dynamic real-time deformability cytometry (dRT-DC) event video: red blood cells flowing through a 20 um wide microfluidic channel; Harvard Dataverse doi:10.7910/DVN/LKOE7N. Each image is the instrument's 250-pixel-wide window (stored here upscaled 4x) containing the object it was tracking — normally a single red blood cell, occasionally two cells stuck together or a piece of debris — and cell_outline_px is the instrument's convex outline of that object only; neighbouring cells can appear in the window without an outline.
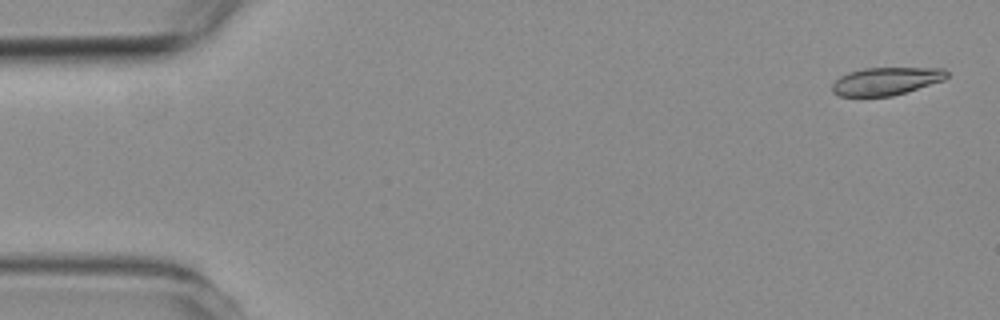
{"species": "common noctule bat (a hibernating species)", "species_latin": "Nyctalus noctula", "temperature_condition": "room temperature", "stored_images_in_passage": 5, "camera_frame_rate_fps": 3000, "um_per_image_px": 0.085, "animal": {"sex": "female", "body_mass_g": 19.3, "forearm_length_mm": 54.1}, "frame": {"image": 1, "passage_image": 1, "time_ms": 0.0, "image_size_px": [1000, 320], "cell_outline_px": [[948, 76], [944, 80], [892, 96], [840, 96], [832, 92], [832, 84], [840, 76], [848, 72], [864, 68], [944, 68], [948, 72]], "centroid_in_image_um": [75.31, 6.89], "position_along_channel_um": 9.7, "area_um2": 18.5}}
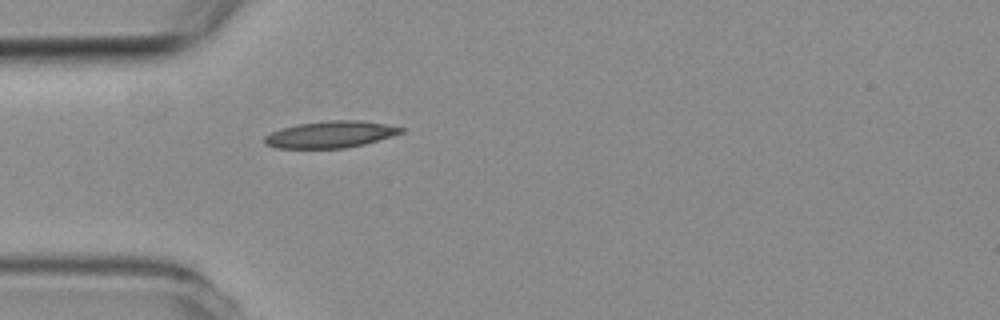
{"frame": {"image": 2, "passage_image": 5, "time_ms": 4.333, "image_size_px": [1000, 320], "cell_outline_px": [[404, 132], [392, 136], [364, 144], [344, 148], [276, 148], [264, 144], [264, 136], [280, 128], [296, 124], [328, 120], [360, 120], [384, 124], [404, 128]], "centroid_in_image_um": [28.06, 11.42], "position_along_channel_um": 56.9, "area_um2": 21.27}}